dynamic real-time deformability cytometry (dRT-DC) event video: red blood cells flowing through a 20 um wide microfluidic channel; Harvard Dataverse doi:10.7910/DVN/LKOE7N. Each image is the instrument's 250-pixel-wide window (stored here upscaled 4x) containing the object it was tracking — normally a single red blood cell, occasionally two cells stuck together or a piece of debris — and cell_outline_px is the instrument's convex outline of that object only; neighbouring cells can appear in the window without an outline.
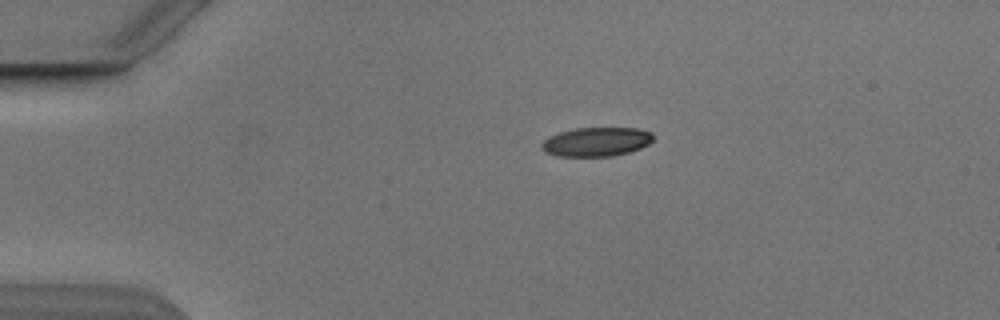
{"species": "Egyptian fruit bat (a non-hibernating species)", "species_latin": "Rousettus aegyptiacus", "temperature_condition": "cold", "stored_images_in_passage": 4, "camera_frame_rate_fps": 3000, "um_per_image_px": 0.085, "animal": {"sex": "male"}, "frame": {"image": 1, "passage_image": 1, "time_ms": 0.0, "image_size_px": [1000, 320], "cell_outline_px": [[652, 140], [648, 144], [640, 148], [628, 152], [612, 156], [556, 156], [544, 152], [540, 148], [540, 144], [544, 140], [560, 132], [576, 128], [640, 128], [652, 132]], "centroid_in_image_um": [50.68, 12.05], "position_along_channel_um": 34.3, "area_um2": 18.84}}
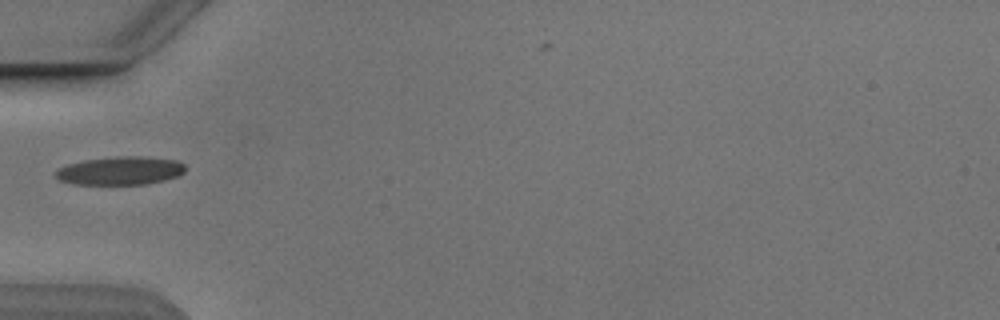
{"frame": {"image": 2, "passage_image": 3, "time_ms": 2.333, "image_size_px": [1000, 320], "cell_outline_px": [[184, 172], [176, 176], [164, 180], [148, 184], [72, 184], [60, 180], [56, 176], [56, 168], [68, 164], [84, 160], [116, 156], [140, 156], [176, 160], [184, 164]], "centroid_in_image_um": [10.2, 14.5], "position_along_channel_um": 74.8, "area_um2": 21.33}}